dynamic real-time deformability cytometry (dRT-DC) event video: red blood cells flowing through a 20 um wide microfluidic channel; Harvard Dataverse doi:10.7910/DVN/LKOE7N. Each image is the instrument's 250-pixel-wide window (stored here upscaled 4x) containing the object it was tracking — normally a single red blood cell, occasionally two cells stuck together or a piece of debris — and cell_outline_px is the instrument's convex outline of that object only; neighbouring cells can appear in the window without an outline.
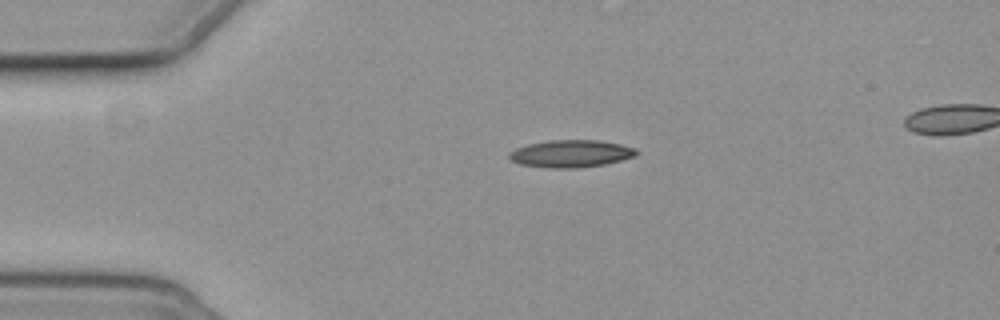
{"species": "common noctule bat (a hibernating species)", "species_latin": "Nyctalus noctula", "temperature_condition": "cold", "stored_images_in_passage": 2, "camera_frame_rate_fps": 3000, "um_per_image_px": 0.085, "animal": {"sex": "female", "body_mass_g": 19.3, "forearm_length_mm": 54.1}, "frame": {"image": 1, "passage_image": 2, "time_ms": 2.333, "image_size_px": [1000, 320], "cell_outline_px": [[640, 152], [636, 156], [604, 164], [576, 168], [548, 168], [520, 164], [508, 160], [508, 152], [516, 148], [528, 144], [552, 140], [600, 140], [620, 144], [636, 148]], "centroid_in_image_um": [48.51, 13.06], "position_along_channel_um": 36.5, "area_um2": 20.4}}